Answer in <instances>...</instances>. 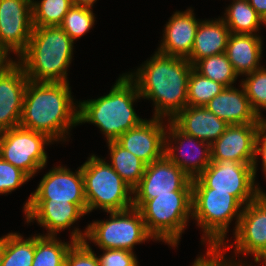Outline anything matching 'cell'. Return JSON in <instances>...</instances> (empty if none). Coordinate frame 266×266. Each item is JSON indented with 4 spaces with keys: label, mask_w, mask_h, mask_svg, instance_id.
<instances>
[{
    "label": "cell",
    "mask_w": 266,
    "mask_h": 266,
    "mask_svg": "<svg viewBox=\"0 0 266 266\" xmlns=\"http://www.w3.org/2000/svg\"><path fill=\"white\" fill-rule=\"evenodd\" d=\"M73 44L60 26L33 27L18 62L32 82H69L67 69L72 62Z\"/></svg>",
    "instance_id": "cell-4"
},
{
    "label": "cell",
    "mask_w": 266,
    "mask_h": 266,
    "mask_svg": "<svg viewBox=\"0 0 266 266\" xmlns=\"http://www.w3.org/2000/svg\"><path fill=\"white\" fill-rule=\"evenodd\" d=\"M162 120L164 119L155 117L143 120L138 126L122 134L116 141L148 165L165 155V128L167 126Z\"/></svg>",
    "instance_id": "cell-17"
},
{
    "label": "cell",
    "mask_w": 266,
    "mask_h": 266,
    "mask_svg": "<svg viewBox=\"0 0 266 266\" xmlns=\"http://www.w3.org/2000/svg\"><path fill=\"white\" fill-rule=\"evenodd\" d=\"M81 170L87 214L97 208L111 212L133 207V190L106 160L93 154Z\"/></svg>",
    "instance_id": "cell-7"
},
{
    "label": "cell",
    "mask_w": 266,
    "mask_h": 266,
    "mask_svg": "<svg viewBox=\"0 0 266 266\" xmlns=\"http://www.w3.org/2000/svg\"><path fill=\"white\" fill-rule=\"evenodd\" d=\"M171 122L185 134L210 145L225 132L229 125L204 106H186Z\"/></svg>",
    "instance_id": "cell-22"
},
{
    "label": "cell",
    "mask_w": 266,
    "mask_h": 266,
    "mask_svg": "<svg viewBox=\"0 0 266 266\" xmlns=\"http://www.w3.org/2000/svg\"><path fill=\"white\" fill-rule=\"evenodd\" d=\"M97 0H71L73 6H83L92 8Z\"/></svg>",
    "instance_id": "cell-38"
},
{
    "label": "cell",
    "mask_w": 266,
    "mask_h": 266,
    "mask_svg": "<svg viewBox=\"0 0 266 266\" xmlns=\"http://www.w3.org/2000/svg\"><path fill=\"white\" fill-rule=\"evenodd\" d=\"M145 226L155 241L178 247L192 217V191H173L146 200L139 208Z\"/></svg>",
    "instance_id": "cell-6"
},
{
    "label": "cell",
    "mask_w": 266,
    "mask_h": 266,
    "mask_svg": "<svg viewBox=\"0 0 266 266\" xmlns=\"http://www.w3.org/2000/svg\"><path fill=\"white\" fill-rule=\"evenodd\" d=\"M35 253V235L23 239L20 233L6 235V250L1 266H32Z\"/></svg>",
    "instance_id": "cell-30"
},
{
    "label": "cell",
    "mask_w": 266,
    "mask_h": 266,
    "mask_svg": "<svg viewBox=\"0 0 266 266\" xmlns=\"http://www.w3.org/2000/svg\"><path fill=\"white\" fill-rule=\"evenodd\" d=\"M173 191H192V179L164 155L146 165L138 186L133 190V207L138 209L146 200Z\"/></svg>",
    "instance_id": "cell-11"
},
{
    "label": "cell",
    "mask_w": 266,
    "mask_h": 266,
    "mask_svg": "<svg viewBox=\"0 0 266 266\" xmlns=\"http://www.w3.org/2000/svg\"><path fill=\"white\" fill-rule=\"evenodd\" d=\"M53 142L46 134L18 126L3 132L0 156L33 178L46 166L45 145Z\"/></svg>",
    "instance_id": "cell-10"
},
{
    "label": "cell",
    "mask_w": 266,
    "mask_h": 266,
    "mask_svg": "<svg viewBox=\"0 0 266 266\" xmlns=\"http://www.w3.org/2000/svg\"><path fill=\"white\" fill-rule=\"evenodd\" d=\"M193 69L200 75L219 82L225 87H233L232 84L238 77L226 53L198 60L193 65Z\"/></svg>",
    "instance_id": "cell-28"
},
{
    "label": "cell",
    "mask_w": 266,
    "mask_h": 266,
    "mask_svg": "<svg viewBox=\"0 0 266 266\" xmlns=\"http://www.w3.org/2000/svg\"><path fill=\"white\" fill-rule=\"evenodd\" d=\"M235 237V254H249L254 260L266 248V193L243 207Z\"/></svg>",
    "instance_id": "cell-15"
},
{
    "label": "cell",
    "mask_w": 266,
    "mask_h": 266,
    "mask_svg": "<svg viewBox=\"0 0 266 266\" xmlns=\"http://www.w3.org/2000/svg\"><path fill=\"white\" fill-rule=\"evenodd\" d=\"M259 123L228 125L225 132L211 144V161L233 160L253 164Z\"/></svg>",
    "instance_id": "cell-18"
},
{
    "label": "cell",
    "mask_w": 266,
    "mask_h": 266,
    "mask_svg": "<svg viewBox=\"0 0 266 266\" xmlns=\"http://www.w3.org/2000/svg\"><path fill=\"white\" fill-rule=\"evenodd\" d=\"M242 206L229 192L215 191L208 187H192L191 219L196 220L197 226L202 228L204 233L202 242H209L206 256L201 255L196 260H205L213 254L226 253L229 247H227L225 237L229 224L235 217L234 230L236 231L243 210Z\"/></svg>",
    "instance_id": "cell-5"
},
{
    "label": "cell",
    "mask_w": 266,
    "mask_h": 266,
    "mask_svg": "<svg viewBox=\"0 0 266 266\" xmlns=\"http://www.w3.org/2000/svg\"><path fill=\"white\" fill-rule=\"evenodd\" d=\"M248 2L266 23V0H248Z\"/></svg>",
    "instance_id": "cell-37"
},
{
    "label": "cell",
    "mask_w": 266,
    "mask_h": 266,
    "mask_svg": "<svg viewBox=\"0 0 266 266\" xmlns=\"http://www.w3.org/2000/svg\"><path fill=\"white\" fill-rule=\"evenodd\" d=\"M262 43L259 35L230 33L225 53L238 76L262 67Z\"/></svg>",
    "instance_id": "cell-23"
},
{
    "label": "cell",
    "mask_w": 266,
    "mask_h": 266,
    "mask_svg": "<svg viewBox=\"0 0 266 266\" xmlns=\"http://www.w3.org/2000/svg\"><path fill=\"white\" fill-rule=\"evenodd\" d=\"M193 65L186 58L156 53L136 72L127 75L135 82L141 98L154 102L155 118L171 121L187 106V90Z\"/></svg>",
    "instance_id": "cell-1"
},
{
    "label": "cell",
    "mask_w": 266,
    "mask_h": 266,
    "mask_svg": "<svg viewBox=\"0 0 266 266\" xmlns=\"http://www.w3.org/2000/svg\"><path fill=\"white\" fill-rule=\"evenodd\" d=\"M135 82L122 74L107 95L78 103V123L95 124L107 141H116L122 134L138 126L143 120L133 103L140 99Z\"/></svg>",
    "instance_id": "cell-3"
},
{
    "label": "cell",
    "mask_w": 266,
    "mask_h": 266,
    "mask_svg": "<svg viewBox=\"0 0 266 266\" xmlns=\"http://www.w3.org/2000/svg\"><path fill=\"white\" fill-rule=\"evenodd\" d=\"M225 11V17L222 19L230 33L257 35L256 32L259 31L260 25H266L248 0H233Z\"/></svg>",
    "instance_id": "cell-27"
},
{
    "label": "cell",
    "mask_w": 266,
    "mask_h": 266,
    "mask_svg": "<svg viewBox=\"0 0 266 266\" xmlns=\"http://www.w3.org/2000/svg\"><path fill=\"white\" fill-rule=\"evenodd\" d=\"M99 261L101 266H139L133 252L122 249H104Z\"/></svg>",
    "instance_id": "cell-35"
},
{
    "label": "cell",
    "mask_w": 266,
    "mask_h": 266,
    "mask_svg": "<svg viewBox=\"0 0 266 266\" xmlns=\"http://www.w3.org/2000/svg\"><path fill=\"white\" fill-rule=\"evenodd\" d=\"M263 261V264L266 266V248L265 250L254 260L256 263Z\"/></svg>",
    "instance_id": "cell-41"
},
{
    "label": "cell",
    "mask_w": 266,
    "mask_h": 266,
    "mask_svg": "<svg viewBox=\"0 0 266 266\" xmlns=\"http://www.w3.org/2000/svg\"><path fill=\"white\" fill-rule=\"evenodd\" d=\"M225 87L204 107L229 125L260 123L263 119L252 109L243 86Z\"/></svg>",
    "instance_id": "cell-21"
},
{
    "label": "cell",
    "mask_w": 266,
    "mask_h": 266,
    "mask_svg": "<svg viewBox=\"0 0 266 266\" xmlns=\"http://www.w3.org/2000/svg\"><path fill=\"white\" fill-rule=\"evenodd\" d=\"M30 177L0 156V194H8L25 184Z\"/></svg>",
    "instance_id": "cell-34"
},
{
    "label": "cell",
    "mask_w": 266,
    "mask_h": 266,
    "mask_svg": "<svg viewBox=\"0 0 266 266\" xmlns=\"http://www.w3.org/2000/svg\"><path fill=\"white\" fill-rule=\"evenodd\" d=\"M95 15L92 8L83 6H72L64 16L60 27L74 41L81 38L92 28Z\"/></svg>",
    "instance_id": "cell-32"
},
{
    "label": "cell",
    "mask_w": 266,
    "mask_h": 266,
    "mask_svg": "<svg viewBox=\"0 0 266 266\" xmlns=\"http://www.w3.org/2000/svg\"><path fill=\"white\" fill-rule=\"evenodd\" d=\"M86 233L78 228L71 232V242L58 241L57 236L35 234V253L32 266H64L68 250L75 242H83Z\"/></svg>",
    "instance_id": "cell-25"
},
{
    "label": "cell",
    "mask_w": 266,
    "mask_h": 266,
    "mask_svg": "<svg viewBox=\"0 0 266 266\" xmlns=\"http://www.w3.org/2000/svg\"><path fill=\"white\" fill-rule=\"evenodd\" d=\"M32 0H0V48L19 57L32 35Z\"/></svg>",
    "instance_id": "cell-12"
},
{
    "label": "cell",
    "mask_w": 266,
    "mask_h": 266,
    "mask_svg": "<svg viewBox=\"0 0 266 266\" xmlns=\"http://www.w3.org/2000/svg\"><path fill=\"white\" fill-rule=\"evenodd\" d=\"M253 164L233 160L211 161V164L192 179V187H208L215 191L229 192L243 207L263 191L256 185Z\"/></svg>",
    "instance_id": "cell-9"
},
{
    "label": "cell",
    "mask_w": 266,
    "mask_h": 266,
    "mask_svg": "<svg viewBox=\"0 0 266 266\" xmlns=\"http://www.w3.org/2000/svg\"><path fill=\"white\" fill-rule=\"evenodd\" d=\"M168 122V132L166 131L165 135V155L191 179L197 178L211 164V145L185 134L171 121ZM173 141L176 146L172 145Z\"/></svg>",
    "instance_id": "cell-14"
},
{
    "label": "cell",
    "mask_w": 266,
    "mask_h": 266,
    "mask_svg": "<svg viewBox=\"0 0 266 266\" xmlns=\"http://www.w3.org/2000/svg\"><path fill=\"white\" fill-rule=\"evenodd\" d=\"M29 79L18 61H11L0 71V129L20 125L24 93Z\"/></svg>",
    "instance_id": "cell-16"
},
{
    "label": "cell",
    "mask_w": 266,
    "mask_h": 266,
    "mask_svg": "<svg viewBox=\"0 0 266 266\" xmlns=\"http://www.w3.org/2000/svg\"><path fill=\"white\" fill-rule=\"evenodd\" d=\"M69 85V82L29 80L19 126L46 134L53 141H66L71 127L79 124V106L73 101Z\"/></svg>",
    "instance_id": "cell-2"
},
{
    "label": "cell",
    "mask_w": 266,
    "mask_h": 266,
    "mask_svg": "<svg viewBox=\"0 0 266 266\" xmlns=\"http://www.w3.org/2000/svg\"><path fill=\"white\" fill-rule=\"evenodd\" d=\"M224 88L221 83L206 78L192 69L188 82L187 106L203 107Z\"/></svg>",
    "instance_id": "cell-31"
},
{
    "label": "cell",
    "mask_w": 266,
    "mask_h": 266,
    "mask_svg": "<svg viewBox=\"0 0 266 266\" xmlns=\"http://www.w3.org/2000/svg\"><path fill=\"white\" fill-rule=\"evenodd\" d=\"M110 150L111 167L123 181L134 190L145 171L146 164L117 141L107 142Z\"/></svg>",
    "instance_id": "cell-26"
},
{
    "label": "cell",
    "mask_w": 266,
    "mask_h": 266,
    "mask_svg": "<svg viewBox=\"0 0 266 266\" xmlns=\"http://www.w3.org/2000/svg\"><path fill=\"white\" fill-rule=\"evenodd\" d=\"M11 61L10 57L0 48V71Z\"/></svg>",
    "instance_id": "cell-39"
},
{
    "label": "cell",
    "mask_w": 266,
    "mask_h": 266,
    "mask_svg": "<svg viewBox=\"0 0 266 266\" xmlns=\"http://www.w3.org/2000/svg\"><path fill=\"white\" fill-rule=\"evenodd\" d=\"M26 222L34 220L47 230L45 236H56L58 232L70 228L86 215L76 204L52 201H30L25 207Z\"/></svg>",
    "instance_id": "cell-19"
},
{
    "label": "cell",
    "mask_w": 266,
    "mask_h": 266,
    "mask_svg": "<svg viewBox=\"0 0 266 266\" xmlns=\"http://www.w3.org/2000/svg\"><path fill=\"white\" fill-rule=\"evenodd\" d=\"M246 79L241 81L246 96L249 99L252 109L262 117L261 109L266 110V68L263 66L250 74L245 75Z\"/></svg>",
    "instance_id": "cell-33"
},
{
    "label": "cell",
    "mask_w": 266,
    "mask_h": 266,
    "mask_svg": "<svg viewBox=\"0 0 266 266\" xmlns=\"http://www.w3.org/2000/svg\"><path fill=\"white\" fill-rule=\"evenodd\" d=\"M109 220L88 224L84 241L90 240L104 249H122L133 252L136 244L154 239L146 229L140 211L131 207L122 211L107 212Z\"/></svg>",
    "instance_id": "cell-8"
},
{
    "label": "cell",
    "mask_w": 266,
    "mask_h": 266,
    "mask_svg": "<svg viewBox=\"0 0 266 266\" xmlns=\"http://www.w3.org/2000/svg\"><path fill=\"white\" fill-rule=\"evenodd\" d=\"M229 35L230 30L222 18L200 21L187 59L194 65L205 57L225 53Z\"/></svg>",
    "instance_id": "cell-24"
},
{
    "label": "cell",
    "mask_w": 266,
    "mask_h": 266,
    "mask_svg": "<svg viewBox=\"0 0 266 266\" xmlns=\"http://www.w3.org/2000/svg\"><path fill=\"white\" fill-rule=\"evenodd\" d=\"M3 130L2 129H0V147H1V140H2V136H3Z\"/></svg>",
    "instance_id": "cell-42"
},
{
    "label": "cell",
    "mask_w": 266,
    "mask_h": 266,
    "mask_svg": "<svg viewBox=\"0 0 266 266\" xmlns=\"http://www.w3.org/2000/svg\"><path fill=\"white\" fill-rule=\"evenodd\" d=\"M261 155L262 159V167H263V172H265V177H266V119H262L259 123V127L257 130V135H256V141H255V160L253 162V172H254V177H256V169H257V157L258 155Z\"/></svg>",
    "instance_id": "cell-36"
},
{
    "label": "cell",
    "mask_w": 266,
    "mask_h": 266,
    "mask_svg": "<svg viewBox=\"0 0 266 266\" xmlns=\"http://www.w3.org/2000/svg\"><path fill=\"white\" fill-rule=\"evenodd\" d=\"M30 201H68L76 204L87 214L81 167L76 172L70 171L65 166H58L49 170L41 179L35 192L30 194L29 199L24 204V209Z\"/></svg>",
    "instance_id": "cell-13"
},
{
    "label": "cell",
    "mask_w": 266,
    "mask_h": 266,
    "mask_svg": "<svg viewBox=\"0 0 266 266\" xmlns=\"http://www.w3.org/2000/svg\"><path fill=\"white\" fill-rule=\"evenodd\" d=\"M72 6L71 0H32L33 27L60 26Z\"/></svg>",
    "instance_id": "cell-29"
},
{
    "label": "cell",
    "mask_w": 266,
    "mask_h": 266,
    "mask_svg": "<svg viewBox=\"0 0 266 266\" xmlns=\"http://www.w3.org/2000/svg\"><path fill=\"white\" fill-rule=\"evenodd\" d=\"M200 21L196 20L191 8L184 12L176 11L165 25L158 52L187 59L191 54Z\"/></svg>",
    "instance_id": "cell-20"
},
{
    "label": "cell",
    "mask_w": 266,
    "mask_h": 266,
    "mask_svg": "<svg viewBox=\"0 0 266 266\" xmlns=\"http://www.w3.org/2000/svg\"><path fill=\"white\" fill-rule=\"evenodd\" d=\"M5 250H6V235L3 237H0V266L3 263Z\"/></svg>",
    "instance_id": "cell-40"
}]
</instances>
